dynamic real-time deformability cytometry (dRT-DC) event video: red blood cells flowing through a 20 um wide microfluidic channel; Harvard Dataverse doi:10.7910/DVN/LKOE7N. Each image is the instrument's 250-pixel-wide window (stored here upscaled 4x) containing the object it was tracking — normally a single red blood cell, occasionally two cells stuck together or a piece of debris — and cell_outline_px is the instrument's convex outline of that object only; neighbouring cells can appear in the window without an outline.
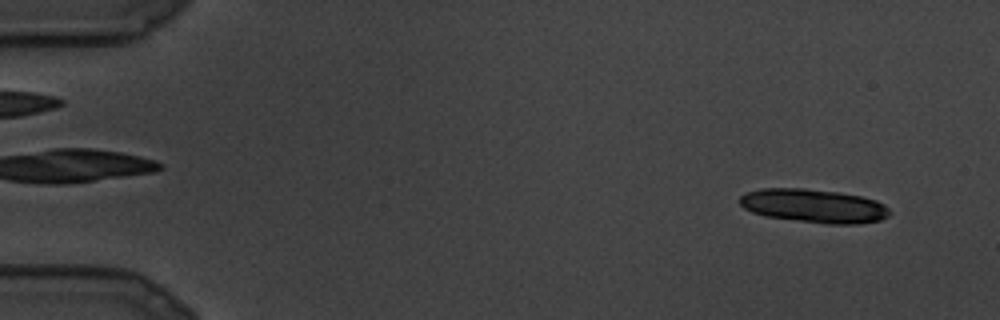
{"species": "common noctule bat (a hibernating species)", "species_latin": "Nyctalus noctula", "temperature_condition": "cold", "stored_images_in_passage": 19, "camera_frame_rate_fps": 3000, "um_per_image_px": 0.085, "animal": {"sex": "male", "body_mass_g": 19.5, "forearm_length_mm": 54.6}, "frame": {"image": 1, "passage_image": 2, "time_ms": 0.333, "image_size_px": [1000, 320], "cell_outline_px": [[892, 212], [888, 216], [880, 220], [856, 224], [828, 224], [764, 216], [752, 212], [744, 208], [740, 204], [740, 196], [744, 192], [760, 188], [804, 188], [836, 192], [860, 196], [876, 200], [884, 204]], "centroid_in_image_um": [69.16, 17.49], "position_along_channel_um": 15.8, "area_um2": 29.48}}
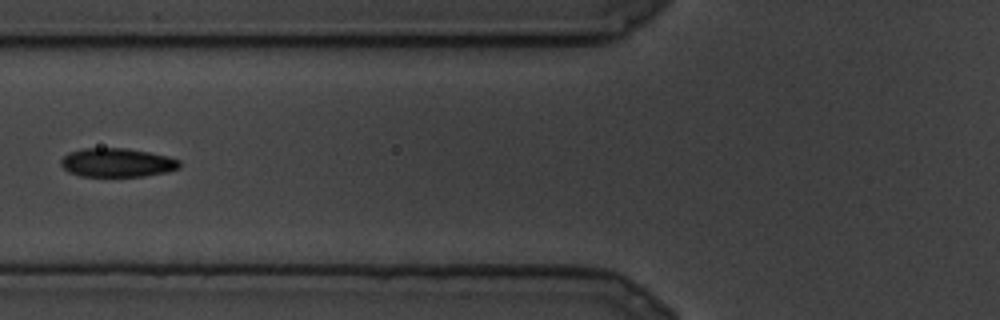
{"frame": {"image": 2, "passage_image": 11, "time_ms": 3.333, "image_size_px": [1000, 320], "cell_outline_px": [[180, 168], [168, 172], [144, 176], [80, 176], [68, 172], [60, 164], [60, 160], [68, 152], [80, 148], [128, 148], [168, 156], [180, 160]], "centroid_in_image_um": [9.94, 13.82], "position_along_channel_um": 115.9, "area_um2": 20.11}}